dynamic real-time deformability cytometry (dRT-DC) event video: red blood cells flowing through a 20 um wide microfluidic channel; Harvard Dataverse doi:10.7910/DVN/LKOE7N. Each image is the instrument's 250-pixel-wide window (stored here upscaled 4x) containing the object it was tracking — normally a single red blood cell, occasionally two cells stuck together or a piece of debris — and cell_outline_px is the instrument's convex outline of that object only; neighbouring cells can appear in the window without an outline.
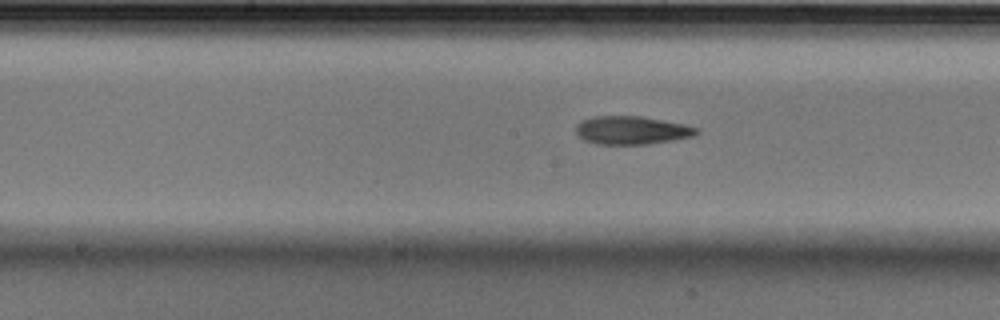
{"species": "Egyptian fruit bat (a non-hibernating species)", "species_latin": "Rousettus aegyptiacus", "temperature_condition": "cold", "stored_images_in_passage": 29, "camera_frame_rate_fps": 3000, "um_per_image_px": 0.085, "animal": {"sex": "male"}, "frame": {"image": 1, "passage_image": 13, "time_ms": 4.0, "image_size_px": [1000, 320], "cell_outline_px": [[700, 132], [692, 136], [672, 140], [648, 144], [596, 144], [584, 140], [576, 132], [576, 124], [592, 116], [640, 116], [684, 124], [700, 128]], "centroid_in_image_um": [53.7, 11.07], "position_along_channel_um": 194.5, "area_um2": 19.77}}
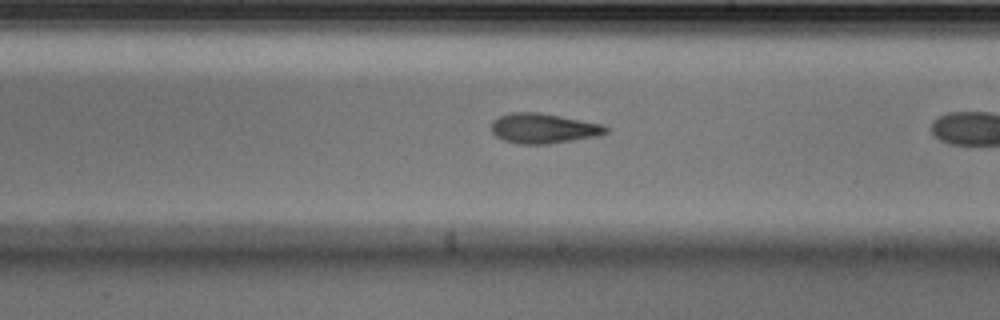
{"frame": {"image": 2, "passage_image": 17, "time_ms": 5.333, "image_size_px": [1000, 320], "cell_outline_px": [[608, 132], [600, 136], [548, 144], [520, 144], [504, 140], [496, 136], [492, 132], [492, 120], [508, 112], [540, 112], [604, 124], [608, 128]], "centroid_in_image_um": [46.22, 10.9], "position_along_channel_um": 242.8, "area_um2": 20.23}}